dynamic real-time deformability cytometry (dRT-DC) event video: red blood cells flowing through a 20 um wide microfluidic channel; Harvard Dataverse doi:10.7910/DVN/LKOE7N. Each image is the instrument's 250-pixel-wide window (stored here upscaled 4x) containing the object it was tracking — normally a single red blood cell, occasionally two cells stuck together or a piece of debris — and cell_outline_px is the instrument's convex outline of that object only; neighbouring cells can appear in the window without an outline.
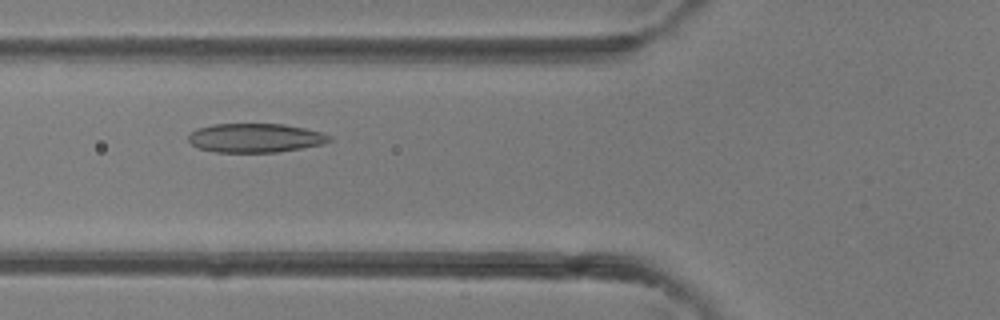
{"species": "common noctule bat (a hibernating species)", "species_latin": "Nyctalus noctula", "temperature_condition": "room temperature", "stored_images_in_passage": 42, "camera_frame_rate_fps": 3000, "um_per_image_px": 0.085, "animal": {"sex": "female"}, "frame": {"image": 1, "passage_image": 16, "time_ms": 5.0, "image_size_px": [1000, 320], "cell_outline_px": [[332, 140], [324, 144], [280, 152], [216, 152], [200, 148], [192, 144], [188, 140], [188, 136], [196, 128], [212, 124], [284, 124], [304, 128], [320, 132], [332, 136]], "centroid_in_image_um": [21.72, 11.72], "position_along_channel_um": 104.1, "area_um2": 23.87}}
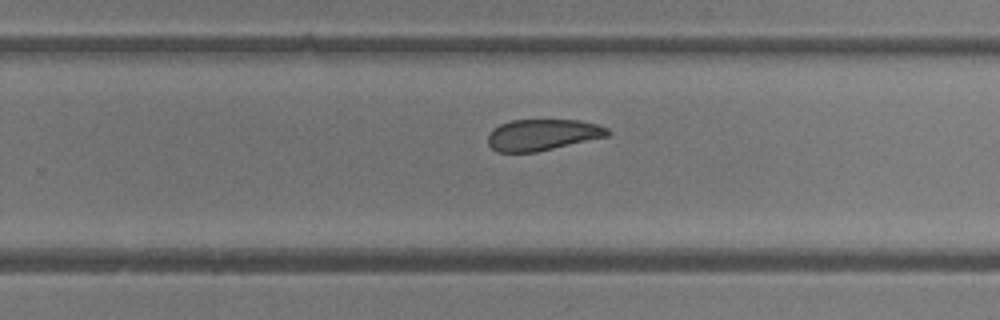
{"frame": {"image": 2, "passage_image": 27, "time_ms": 8.667, "image_size_px": [1000, 320], "cell_outline_px": [[612, 132], [608, 136], [536, 152], [496, 152], [488, 144], [488, 136], [492, 128], [500, 124], [512, 120], [576, 120], [596, 124], [608, 128]], "centroid_in_image_um": [46.1, 11.46], "position_along_channel_um": 283.7, "area_um2": 21.79}}
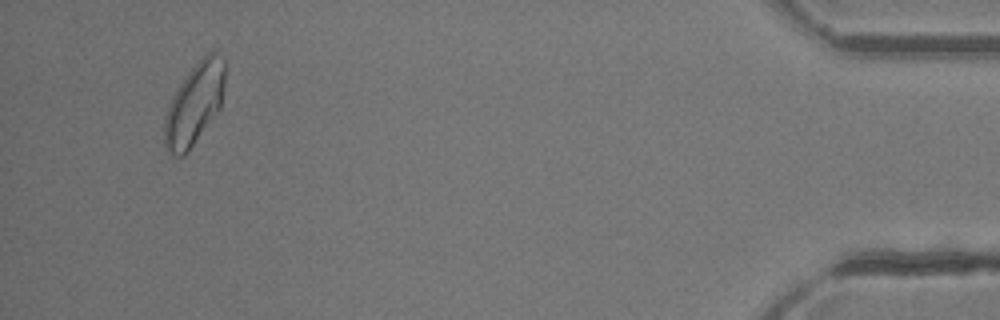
{"frame": {"image": 3, "passage_image": 40, "time_ms": 13.0, "image_size_px": [1000, 320], "cell_outline_px": [[224, 84], [220, 108], [188, 152], [184, 156], [172, 156], [168, 152], [164, 144], [164, 116], [172, 96], [176, 88], [188, 72], [208, 52], [216, 52], [224, 60]], "centroid_in_image_um": [16.49, 8.88], "position_along_channel_um": 418.7, "area_um2": 28.61}}